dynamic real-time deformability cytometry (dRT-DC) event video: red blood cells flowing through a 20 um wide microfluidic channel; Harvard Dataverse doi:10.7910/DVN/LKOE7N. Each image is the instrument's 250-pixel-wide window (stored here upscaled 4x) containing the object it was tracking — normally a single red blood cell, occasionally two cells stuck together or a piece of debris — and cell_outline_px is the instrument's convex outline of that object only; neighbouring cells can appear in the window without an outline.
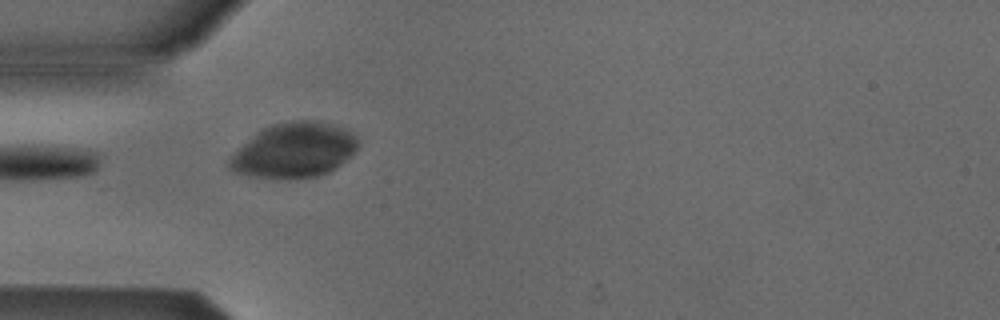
{"species": "Egyptian fruit bat (a non-hibernating species)", "species_latin": "Rousettus aegyptiacus", "temperature_condition": "cold", "stored_images_in_passage": 3, "camera_frame_rate_fps": 3000, "um_per_image_px": 0.085, "animal": {"sex": "male"}, "frame": {"image": 1, "passage_image": 3, "time_ms": 2.667, "image_size_px": [1000, 320], "cell_outline_px": [[360, 144], [352, 156], [328, 172], [316, 176], [288, 180], [276, 180], [248, 176], [232, 172], [228, 168], [228, 160], [260, 128], [272, 124], [292, 120], [320, 120], [336, 124], [352, 132], [356, 136]], "centroid_in_image_um": [25.01, 12.78], "position_along_channel_um": 60.0, "area_um2": 41.91}}